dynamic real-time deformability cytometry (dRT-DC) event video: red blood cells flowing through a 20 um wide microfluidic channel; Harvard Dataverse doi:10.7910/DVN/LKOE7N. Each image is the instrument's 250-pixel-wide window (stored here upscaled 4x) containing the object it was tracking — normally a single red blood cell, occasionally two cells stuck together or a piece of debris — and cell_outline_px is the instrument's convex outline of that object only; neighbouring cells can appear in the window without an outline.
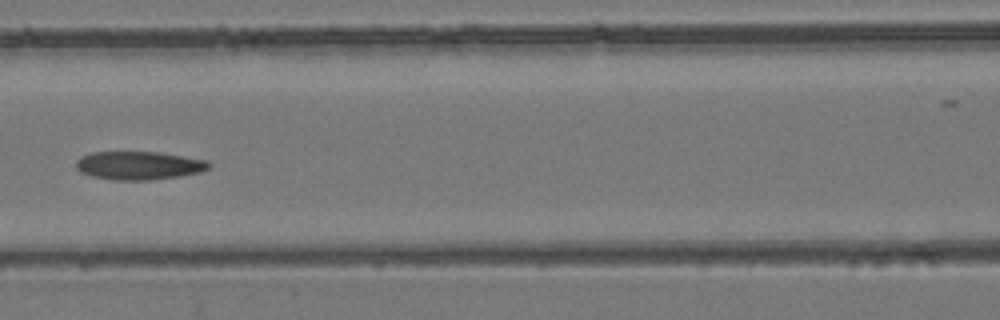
{"species": "common noctule bat (a hibernating species)", "species_latin": "Nyctalus noctula", "temperature_condition": "room temperature", "stored_images_in_passage": 6, "camera_frame_rate_fps": 3000, "um_per_image_px": 0.085, "animal": {"sex": "female", "body_mass_g": 24.6, "forearm_length_mm": 56.2}, "frame": {"image": 1, "passage_image": 6, "time_ms": 5.667, "image_size_px": [1000, 320], "cell_outline_px": [[212, 164], [208, 168], [200, 172], [180, 176], [148, 180], [112, 180], [92, 176], [80, 172], [76, 168], [76, 160], [80, 156], [92, 152], [160, 152], [208, 160]], "centroid_in_image_um": [11.8, 14.06], "position_along_channel_um": 154.8, "area_um2": 22.08}}